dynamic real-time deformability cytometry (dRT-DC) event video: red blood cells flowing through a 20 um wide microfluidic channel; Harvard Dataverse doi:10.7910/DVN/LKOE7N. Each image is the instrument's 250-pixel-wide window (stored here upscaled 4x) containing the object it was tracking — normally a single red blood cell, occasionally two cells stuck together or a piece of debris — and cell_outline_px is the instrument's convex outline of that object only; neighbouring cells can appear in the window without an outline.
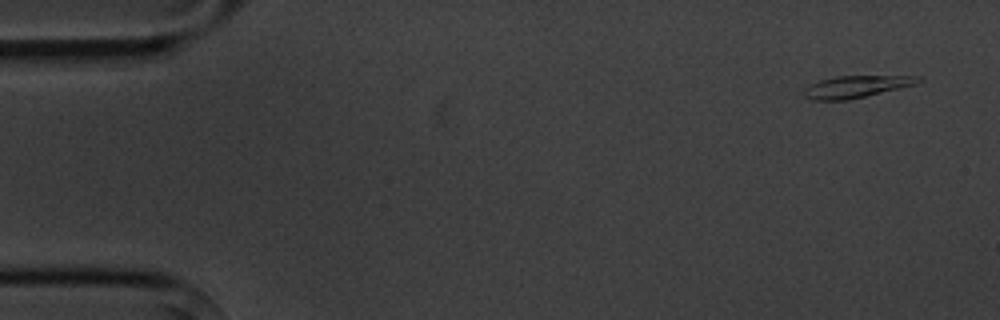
{"species": "common noctule bat (a hibernating species)", "species_latin": "Nyctalus noctula", "temperature_condition": "cold", "stored_images_in_passage": 4, "camera_frame_rate_fps": 3000, "um_per_image_px": 0.085, "animal": {"sex": "male", "body_mass_g": 20.1, "forearm_length_mm": 53.5}, "frame": {"image": 1, "passage_image": 1, "time_ms": 0.0, "image_size_px": [1000, 320], "cell_outline_px": [[920, 80], [916, 84], [848, 100], [812, 100], [804, 96], [804, 88], [808, 84], [820, 80], [836, 76], [920, 76]], "centroid_in_image_um": [72.71, 7.36], "position_along_channel_um": 12.3, "area_um2": 14.51}}